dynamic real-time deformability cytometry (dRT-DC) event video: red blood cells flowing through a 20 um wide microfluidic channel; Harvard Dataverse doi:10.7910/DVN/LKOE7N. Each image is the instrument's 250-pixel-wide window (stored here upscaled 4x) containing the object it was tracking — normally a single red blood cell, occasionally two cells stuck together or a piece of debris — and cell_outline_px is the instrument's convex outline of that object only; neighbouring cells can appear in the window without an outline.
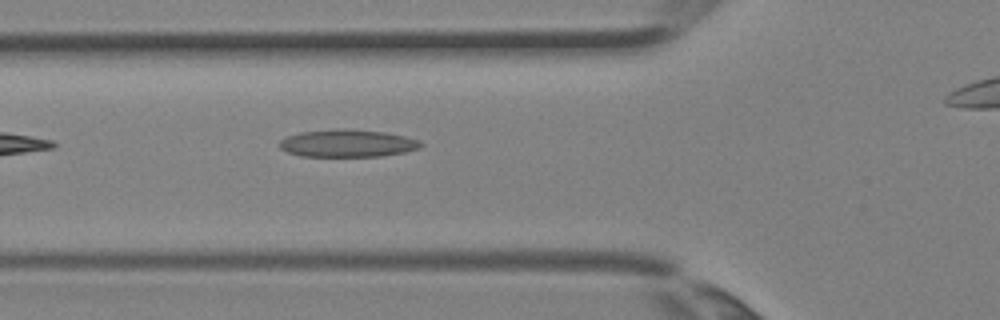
{"species": "Egyptian fruit bat (a non-hibernating species)", "species_latin": "Rousettus aegyptiacus", "temperature_condition": "room temperature", "stored_images_in_passage": 4, "segment_of_instrument_passage": [1, 2], "camera_frame_rate_fps": 3000, "um_per_image_px": 0.085, "animal": {"sex": "female"}, "frame": {"image": 1, "passage_image": 3, "time_ms": 0.667, "image_size_px": [1000, 320], "cell_outline_px": [[424, 144], [420, 148], [404, 152], [380, 156], [300, 156], [288, 152], [280, 148], [280, 140], [288, 136], [300, 132], [336, 128], [344, 128], [384, 132], [404, 136], [420, 140]], "centroid_in_image_um": [29.55, 12.17], "position_along_channel_um": 96.3, "area_um2": 22.66}}